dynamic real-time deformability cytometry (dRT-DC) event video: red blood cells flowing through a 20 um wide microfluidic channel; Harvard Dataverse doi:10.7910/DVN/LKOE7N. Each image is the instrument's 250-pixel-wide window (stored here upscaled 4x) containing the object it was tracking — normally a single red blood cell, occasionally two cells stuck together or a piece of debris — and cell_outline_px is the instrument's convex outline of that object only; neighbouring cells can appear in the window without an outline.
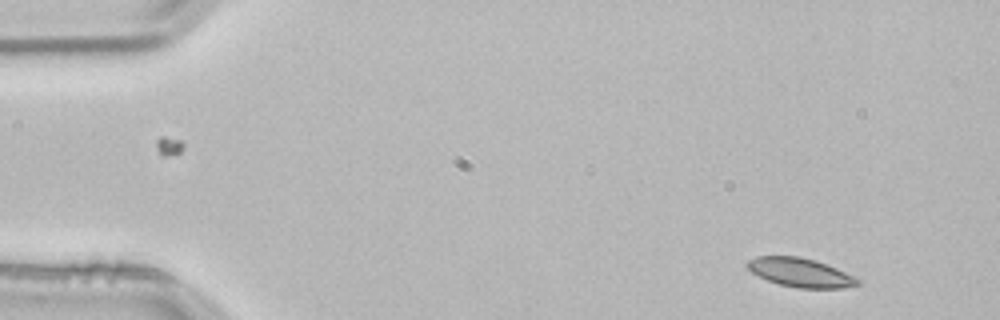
{"species": "common noctule bat (a hibernating species)", "species_latin": "Nyctalus noctula", "temperature_condition": "room temperature", "stored_images_in_passage": 4, "camera_frame_rate_fps": 3000, "um_per_image_px": 0.085, "animal": {"sex": "male", "body_mass_g": 21.5, "forearm_length_mm": 52.0}, "frame": {"image": 1, "passage_image": 1, "time_ms": 0.0, "image_size_px": [1000, 320], "cell_outline_px": [[860, 284], [844, 288], [800, 288], [780, 284], [768, 280], [752, 272], [744, 264], [748, 260], [756, 256], [800, 256], [816, 260], [836, 268], [860, 280]], "centroid_in_image_um": [68.01, 23.15], "position_along_channel_um": 17.0, "area_um2": 18.44}}
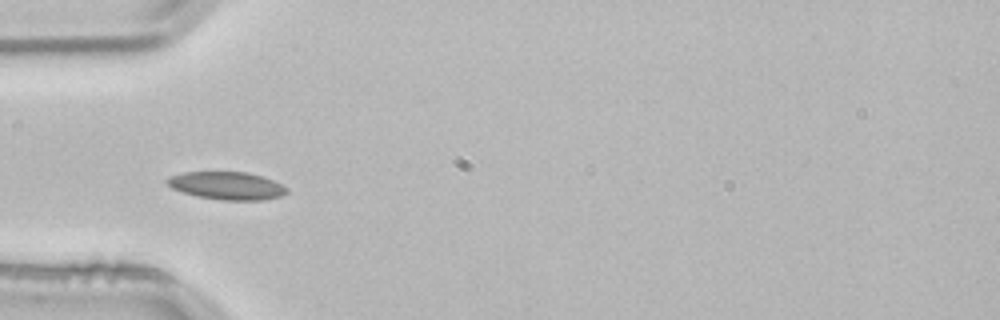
{"frame": {"image": 2, "passage_image": 3, "time_ms": 0.667, "image_size_px": [1000, 320], "cell_outline_px": [[288, 192], [280, 196], [260, 200], [220, 200], [196, 196], [172, 188], [164, 180], [168, 176], [184, 172], [248, 172], [272, 180], [288, 188]], "centroid_in_image_um": [19.25, 15.78], "position_along_channel_um": 65.8, "area_um2": 19.31}}